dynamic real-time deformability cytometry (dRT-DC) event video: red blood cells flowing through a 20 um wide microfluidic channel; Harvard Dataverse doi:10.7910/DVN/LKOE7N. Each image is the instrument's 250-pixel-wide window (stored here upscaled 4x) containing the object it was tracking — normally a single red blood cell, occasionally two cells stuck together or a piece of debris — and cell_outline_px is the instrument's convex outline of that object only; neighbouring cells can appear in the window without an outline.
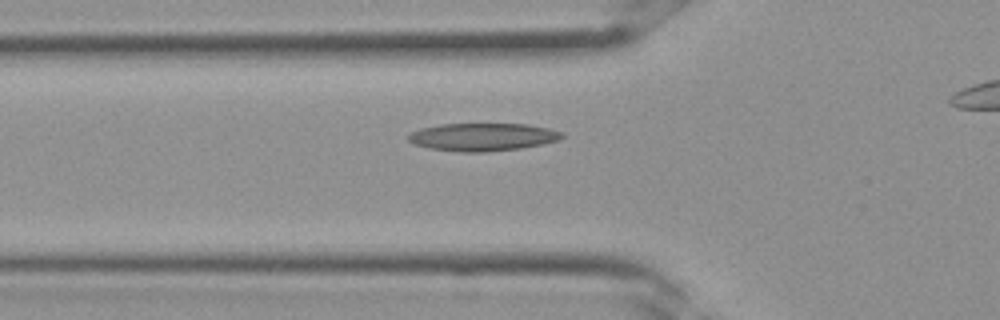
{"species": "Egyptian fruit bat (a non-hibernating species)", "species_latin": "Rousettus aegyptiacus", "temperature_condition": "room temperature", "stored_images_in_passage": 24, "camera_frame_rate_fps": 3000, "um_per_image_px": 0.085, "frame": {"image": 1, "passage_image": 6, "time_ms": 1.667, "image_size_px": [1000, 320], "cell_outline_px": [[564, 136], [560, 140], [520, 148], [488, 152], [460, 152], [428, 148], [412, 144], [404, 136], [420, 128], [440, 124], [528, 124], [548, 128], [564, 132]], "centroid_in_image_um": [40.99, 11.64], "position_along_channel_um": 84.8, "area_um2": 25.14}}
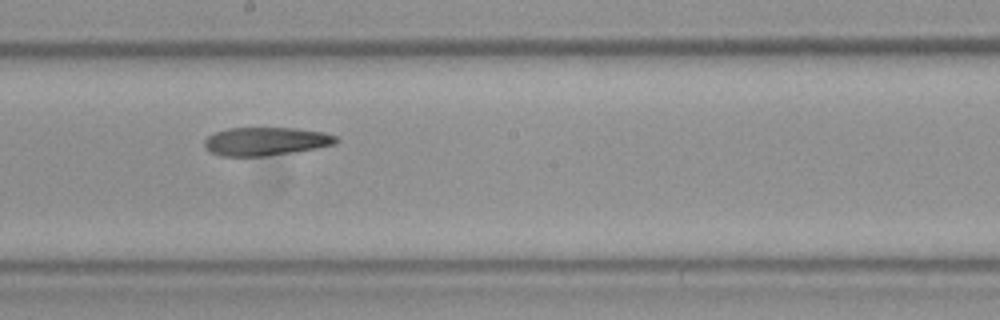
{"frame": {"image": 2, "passage_image": 13, "time_ms": 4.0, "image_size_px": [1000, 320], "cell_outline_px": [[340, 140], [336, 144], [296, 152], [264, 156], [220, 156], [204, 148], [204, 140], [208, 136], [216, 132], [228, 128], [296, 128], [324, 132], [336, 136]], "centroid_in_image_um": [22.61, 12.01], "position_along_channel_um": 225.6, "area_um2": 21.85}}
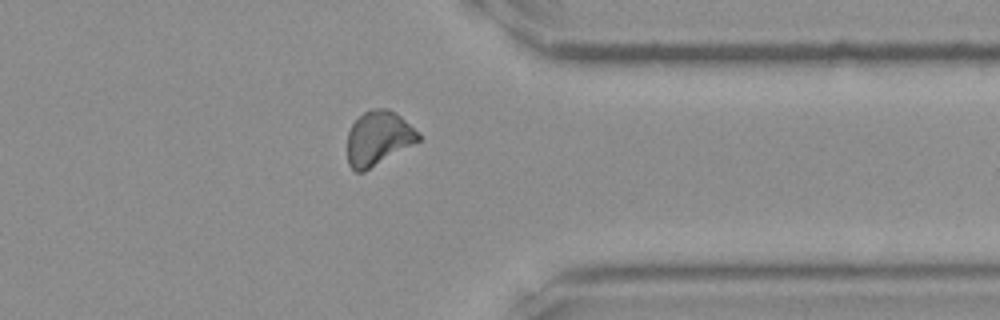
{"frame": {"image": 3, "passage_image": 21, "time_ms": 6.667, "image_size_px": [1000, 320], "cell_outline_px": [[420, 140], [364, 172], [356, 172], [348, 164], [348, 132], [352, 124], [364, 112], [372, 108], [388, 108], [400, 116], [420, 132]], "centroid_in_image_um": [32.16, 11.74], "position_along_channel_um": 379.2, "area_um2": 22.37}}